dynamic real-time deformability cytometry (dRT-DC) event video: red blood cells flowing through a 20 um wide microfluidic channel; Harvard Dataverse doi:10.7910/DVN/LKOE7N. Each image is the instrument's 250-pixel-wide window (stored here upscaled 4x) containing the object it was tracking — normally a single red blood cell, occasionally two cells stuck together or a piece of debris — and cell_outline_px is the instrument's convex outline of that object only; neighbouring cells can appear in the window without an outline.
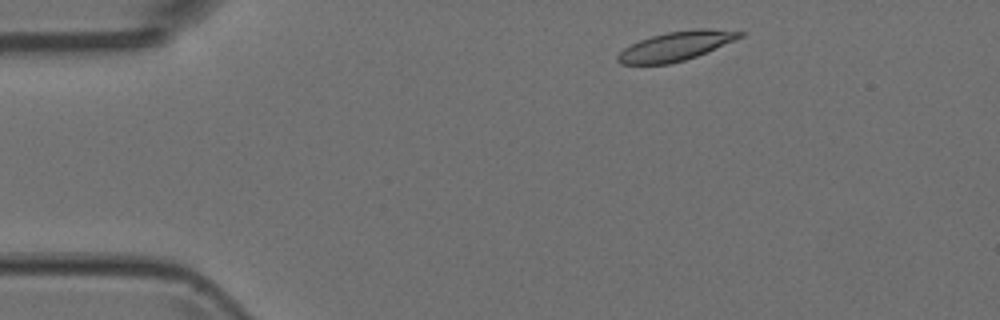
{"species": "Egyptian fruit bat (a non-hibernating species)", "species_latin": "Rousettus aegyptiacus", "temperature_condition": "room temperature", "stored_images_in_passage": 2, "camera_frame_rate_fps": 3000, "um_per_image_px": 0.085, "animal": {"sex": "female"}, "frame": {"image": 1, "passage_image": 1, "time_ms": 0.0, "image_size_px": [1000, 320], "cell_outline_px": [[744, 36], [696, 56], [684, 60], [668, 64], [620, 64], [616, 60], [616, 56], [624, 48], [640, 40], [652, 36], [668, 32], [696, 28], [708, 28], [744, 32]], "centroid_in_image_um": [57.44, 3.91], "position_along_channel_um": 27.6, "area_um2": 20.52}}